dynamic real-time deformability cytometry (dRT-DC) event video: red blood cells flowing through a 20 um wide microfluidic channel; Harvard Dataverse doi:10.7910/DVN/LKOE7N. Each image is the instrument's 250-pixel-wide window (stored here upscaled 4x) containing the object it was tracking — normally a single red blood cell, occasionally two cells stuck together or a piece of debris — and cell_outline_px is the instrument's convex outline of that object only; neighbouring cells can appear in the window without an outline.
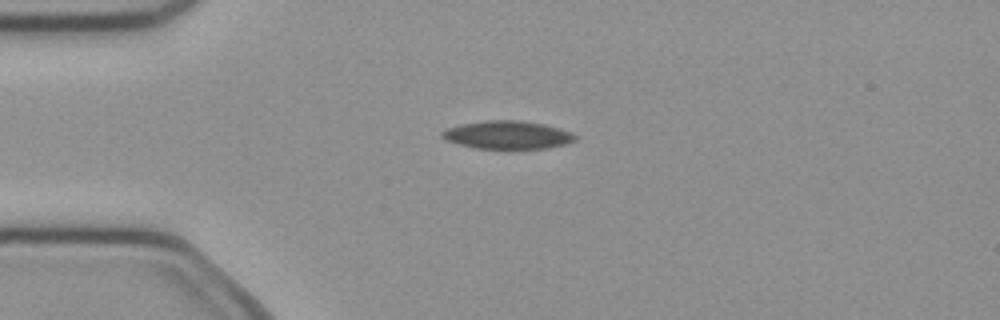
{"species": "common noctule bat (a hibernating species)", "species_latin": "Nyctalus noctula", "temperature_condition": "cold", "stored_images_in_passage": 39, "camera_frame_rate_fps": 3000, "um_per_image_px": 0.085, "animal": {"sex": "female", "body_mass_g": 21.9}, "frame": {"image": 1, "passage_image": 1, "time_ms": 0.0, "image_size_px": [1000, 320], "cell_outline_px": [[576, 140], [564, 144], [548, 148], [476, 148], [444, 140], [440, 136], [440, 132], [444, 128], [460, 124], [484, 120], [520, 120], [544, 124], [560, 128], [572, 132], [576, 136]], "centroid_in_image_um": [43.1, 11.45], "position_along_channel_um": 41.9, "area_um2": 21.91}}
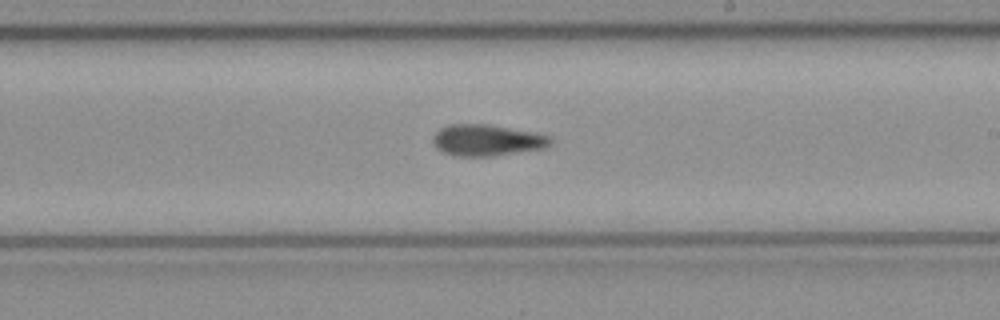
{"frame": {"image": 2, "passage_image": 18, "time_ms": 5.667, "image_size_px": [1000, 320], "cell_outline_px": [[552, 144], [544, 148], [492, 156], [452, 156], [440, 152], [436, 148], [432, 140], [432, 136], [440, 128], [448, 124], [488, 124], [536, 132], [552, 136]], "centroid_in_image_um": [41.38, 11.91], "position_along_channel_um": 247.6, "area_um2": 21.85}}
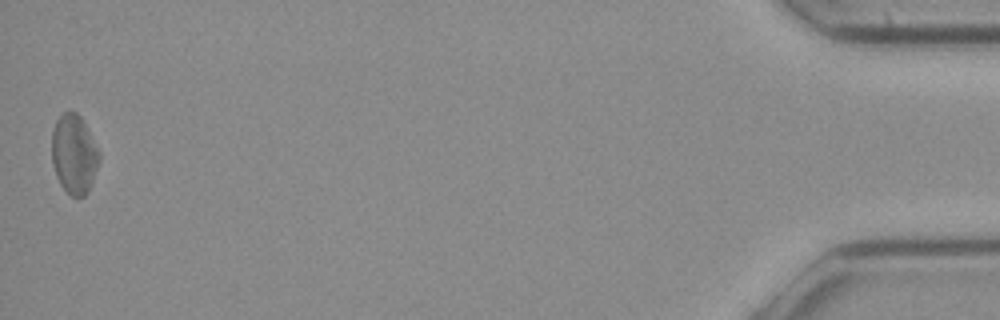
{"frame": {"image": 3, "passage_image": 39, "time_ms": 12.667, "image_size_px": [1000, 320], "cell_outline_px": [[100, 160], [88, 192], [84, 196], [72, 196], [60, 184], [56, 176], [52, 164], [52, 132], [56, 120], [64, 112], [76, 112], [80, 116], [100, 152]], "centroid_in_image_um": [6.29, 13.11], "position_along_channel_um": 428.9, "area_um2": 21.73}}